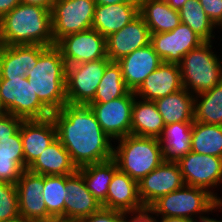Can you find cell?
I'll return each mask as SVG.
<instances>
[{
  "label": "cell",
  "mask_w": 222,
  "mask_h": 222,
  "mask_svg": "<svg viewBox=\"0 0 222 222\" xmlns=\"http://www.w3.org/2000/svg\"><path fill=\"white\" fill-rule=\"evenodd\" d=\"M212 47V41H205L179 63L183 88L193 95L212 89L222 81V60Z\"/></svg>",
  "instance_id": "cell-5"
},
{
  "label": "cell",
  "mask_w": 222,
  "mask_h": 222,
  "mask_svg": "<svg viewBox=\"0 0 222 222\" xmlns=\"http://www.w3.org/2000/svg\"><path fill=\"white\" fill-rule=\"evenodd\" d=\"M0 102L6 113L23 120L44 119L52 114L26 76L0 77Z\"/></svg>",
  "instance_id": "cell-7"
},
{
  "label": "cell",
  "mask_w": 222,
  "mask_h": 222,
  "mask_svg": "<svg viewBox=\"0 0 222 222\" xmlns=\"http://www.w3.org/2000/svg\"><path fill=\"white\" fill-rule=\"evenodd\" d=\"M65 185L66 175H44L43 199L47 213L56 222H64V199L68 194Z\"/></svg>",
  "instance_id": "cell-33"
},
{
  "label": "cell",
  "mask_w": 222,
  "mask_h": 222,
  "mask_svg": "<svg viewBox=\"0 0 222 222\" xmlns=\"http://www.w3.org/2000/svg\"><path fill=\"white\" fill-rule=\"evenodd\" d=\"M129 91L123 79L120 65L117 61H111L106 66L103 77L96 89L95 97L90 103H107L125 96Z\"/></svg>",
  "instance_id": "cell-32"
},
{
  "label": "cell",
  "mask_w": 222,
  "mask_h": 222,
  "mask_svg": "<svg viewBox=\"0 0 222 222\" xmlns=\"http://www.w3.org/2000/svg\"><path fill=\"white\" fill-rule=\"evenodd\" d=\"M101 205L123 213L144 208L139 197L138 182L118 169L109 184L107 198Z\"/></svg>",
  "instance_id": "cell-22"
},
{
  "label": "cell",
  "mask_w": 222,
  "mask_h": 222,
  "mask_svg": "<svg viewBox=\"0 0 222 222\" xmlns=\"http://www.w3.org/2000/svg\"><path fill=\"white\" fill-rule=\"evenodd\" d=\"M139 14L146 22L150 33L174 30L180 23L179 11L171 8L164 0H138Z\"/></svg>",
  "instance_id": "cell-26"
},
{
  "label": "cell",
  "mask_w": 222,
  "mask_h": 222,
  "mask_svg": "<svg viewBox=\"0 0 222 222\" xmlns=\"http://www.w3.org/2000/svg\"><path fill=\"white\" fill-rule=\"evenodd\" d=\"M20 3V0H0V19Z\"/></svg>",
  "instance_id": "cell-42"
},
{
  "label": "cell",
  "mask_w": 222,
  "mask_h": 222,
  "mask_svg": "<svg viewBox=\"0 0 222 222\" xmlns=\"http://www.w3.org/2000/svg\"><path fill=\"white\" fill-rule=\"evenodd\" d=\"M154 102L165 125L194 121V95L185 88L156 99Z\"/></svg>",
  "instance_id": "cell-27"
},
{
  "label": "cell",
  "mask_w": 222,
  "mask_h": 222,
  "mask_svg": "<svg viewBox=\"0 0 222 222\" xmlns=\"http://www.w3.org/2000/svg\"><path fill=\"white\" fill-rule=\"evenodd\" d=\"M149 208L154 212L153 215H157L156 217L161 215L160 217H182L191 220L198 214L202 217L203 213L222 209V205L207 190L184 185L180 189L159 197Z\"/></svg>",
  "instance_id": "cell-6"
},
{
  "label": "cell",
  "mask_w": 222,
  "mask_h": 222,
  "mask_svg": "<svg viewBox=\"0 0 222 222\" xmlns=\"http://www.w3.org/2000/svg\"><path fill=\"white\" fill-rule=\"evenodd\" d=\"M55 0H20L21 3L36 5L51 10Z\"/></svg>",
  "instance_id": "cell-43"
},
{
  "label": "cell",
  "mask_w": 222,
  "mask_h": 222,
  "mask_svg": "<svg viewBox=\"0 0 222 222\" xmlns=\"http://www.w3.org/2000/svg\"><path fill=\"white\" fill-rule=\"evenodd\" d=\"M191 151L222 158V126L193 121Z\"/></svg>",
  "instance_id": "cell-30"
},
{
  "label": "cell",
  "mask_w": 222,
  "mask_h": 222,
  "mask_svg": "<svg viewBox=\"0 0 222 222\" xmlns=\"http://www.w3.org/2000/svg\"><path fill=\"white\" fill-rule=\"evenodd\" d=\"M57 138L77 168L113 158L112 139L103 131L89 105L65 104L52 112Z\"/></svg>",
  "instance_id": "cell-1"
},
{
  "label": "cell",
  "mask_w": 222,
  "mask_h": 222,
  "mask_svg": "<svg viewBox=\"0 0 222 222\" xmlns=\"http://www.w3.org/2000/svg\"><path fill=\"white\" fill-rule=\"evenodd\" d=\"M56 46L60 49L66 66L107 57L106 38L94 29L66 35Z\"/></svg>",
  "instance_id": "cell-12"
},
{
  "label": "cell",
  "mask_w": 222,
  "mask_h": 222,
  "mask_svg": "<svg viewBox=\"0 0 222 222\" xmlns=\"http://www.w3.org/2000/svg\"><path fill=\"white\" fill-rule=\"evenodd\" d=\"M19 215L16 185L0 181V222L16 218Z\"/></svg>",
  "instance_id": "cell-35"
},
{
  "label": "cell",
  "mask_w": 222,
  "mask_h": 222,
  "mask_svg": "<svg viewBox=\"0 0 222 222\" xmlns=\"http://www.w3.org/2000/svg\"><path fill=\"white\" fill-rule=\"evenodd\" d=\"M139 14V3L96 5L92 29L105 38L126 26Z\"/></svg>",
  "instance_id": "cell-23"
},
{
  "label": "cell",
  "mask_w": 222,
  "mask_h": 222,
  "mask_svg": "<svg viewBox=\"0 0 222 222\" xmlns=\"http://www.w3.org/2000/svg\"><path fill=\"white\" fill-rule=\"evenodd\" d=\"M158 222H190V220L182 217H161Z\"/></svg>",
  "instance_id": "cell-46"
},
{
  "label": "cell",
  "mask_w": 222,
  "mask_h": 222,
  "mask_svg": "<svg viewBox=\"0 0 222 222\" xmlns=\"http://www.w3.org/2000/svg\"><path fill=\"white\" fill-rule=\"evenodd\" d=\"M27 169L36 174L52 176L72 175L78 171L58 138Z\"/></svg>",
  "instance_id": "cell-24"
},
{
  "label": "cell",
  "mask_w": 222,
  "mask_h": 222,
  "mask_svg": "<svg viewBox=\"0 0 222 222\" xmlns=\"http://www.w3.org/2000/svg\"><path fill=\"white\" fill-rule=\"evenodd\" d=\"M96 5H110L117 3H139L138 0H94Z\"/></svg>",
  "instance_id": "cell-44"
},
{
  "label": "cell",
  "mask_w": 222,
  "mask_h": 222,
  "mask_svg": "<svg viewBox=\"0 0 222 222\" xmlns=\"http://www.w3.org/2000/svg\"><path fill=\"white\" fill-rule=\"evenodd\" d=\"M164 127L163 118L155 102L136 96L132 107L131 134L159 138Z\"/></svg>",
  "instance_id": "cell-25"
},
{
  "label": "cell",
  "mask_w": 222,
  "mask_h": 222,
  "mask_svg": "<svg viewBox=\"0 0 222 222\" xmlns=\"http://www.w3.org/2000/svg\"><path fill=\"white\" fill-rule=\"evenodd\" d=\"M95 7L94 0H55L51 9L54 43L66 35L92 29Z\"/></svg>",
  "instance_id": "cell-8"
},
{
  "label": "cell",
  "mask_w": 222,
  "mask_h": 222,
  "mask_svg": "<svg viewBox=\"0 0 222 222\" xmlns=\"http://www.w3.org/2000/svg\"><path fill=\"white\" fill-rule=\"evenodd\" d=\"M19 214L30 222H56L48 213L43 199L44 175L24 170L16 183Z\"/></svg>",
  "instance_id": "cell-13"
},
{
  "label": "cell",
  "mask_w": 222,
  "mask_h": 222,
  "mask_svg": "<svg viewBox=\"0 0 222 222\" xmlns=\"http://www.w3.org/2000/svg\"><path fill=\"white\" fill-rule=\"evenodd\" d=\"M23 119L5 113L0 116V140L12 137L20 128Z\"/></svg>",
  "instance_id": "cell-39"
},
{
  "label": "cell",
  "mask_w": 222,
  "mask_h": 222,
  "mask_svg": "<svg viewBox=\"0 0 222 222\" xmlns=\"http://www.w3.org/2000/svg\"><path fill=\"white\" fill-rule=\"evenodd\" d=\"M66 68L60 49L53 45L40 54L37 64L26 75L39 100L51 112L67 104Z\"/></svg>",
  "instance_id": "cell-3"
},
{
  "label": "cell",
  "mask_w": 222,
  "mask_h": 222,
  "mask_svg": "<svg viewBox=\"0 0 222 222\" xmlns=\"http://www.w3.org/2000/svg\"><path fill=\"white\" fill-rule=\"evenodd\" d=\"M108 57L78 63L66 68V98L70 104L88 105L95 97L96 89L103 77Z\"/></svg>",
  "instance_id": "cell-9"
},
{
  "label": "cell",
  "mask_w": 222,
  "mask_h": 222,
  "mask_svg": "<svg viewBox=\"0 0 222 222\" xmlns=\"http://www.w3.org/2000/svg\"><path fill=\"white\" fill-rule=\"evenodd\" d=\"M205 215L206 214H204V216L202 217H198L199 221L194 218V219H191L190 222H222V220L213 219Z\"/></svg>",
  "instance_id": "cell-47"
},
{
  "label": "cell",
  "mask_w": 222,
  "mask_h": 222,
  "mask_svg": "<svg viewBox=\"0 0 222 222\" xmlns=\"http://www.w3.org/2000/svg\"><path fill=\"white\" fill-rule=\"evenodd\" d=\"M117 170L118 165L113 158L78 168V172L83 176L87 189L101 204L107 198L109 184Z\"/></svg>",
  "instance_id": "cell-29"
},
{
  "label": "cell",
  "mask_w": 222,
  "mask_h": 222,
  "mask_svg": "<svg viewBox=\"0 0 222 222\" xmlns=\"http://www.w3.org/2000/svg\"><path fill=\"white\" fill-rule=\"evenodd\" d=\"M151 33L138 14L126 26L106 37V54L110 61H118L133 51L150 44Z\"/></svg>",
  "instance_id": "cell-16"
},
{
  "label": "cell",
  "mask_w": 222,
  "mask_h": 222,
  "mask_svg": "<svg viewBox=\"0 0 222 222\" xmlns=\"http://www.w3.org/2000/svg\"><path fill=\"white\" fill-rule=\"evenodd\" d=\"M185 185L177 162L164 161L139 183V197L144 207H149L159 197Z\"/></svg>",
  "instance_id": "cell-15"
},
{
  "label": "cell",
  "mask_w": 222,
  "mask_h": 222,
  "mask_svg": "<svg viewBox=\"0 0 222 222\" xmlns=\"http://www.w3.org/2000/svg\"><path fill=\"white\" fill-rule=\"evenodd\" d=\"M178 11L181 23L189 26L204 41H213V30L217 27L205 13L199 0H187Z\"/></svg>",
  "instance_id": "cell-34"
},
{
  "label": "cell",
  "mask_w": 222,
  "mask_h": 222,
  "mask_svg": "<svg viewBox=\"0 0 222 222\" xmlns=\"http://www.w3.org/2000/svg\"><path fill=\"white\" fill-rule=\"evenodd\" d=\"M199 2L217 27L222 22V0H199Z\"/></svg>",
  "instance_id": "cell-40"
},
{
  "label": "cell",
  "mask_w": 222,
  "mask_h": 222,
  "mask_svg": "<svg viewBox=\"0 0 222 222\" xmlns=\"http://www.w3.org/2000/svg\"><path fill=\"white\" fill-rule=\"evenodd\" d=\"M135 97V93L129 91L125 96L107 103L88 104L101 128L112 140L131 134L132 107Z\"/></svg>",
  "instance_id": "cell-11"
},
{
  "label": "cell",
  "mask_w": 222,
  "mask_h": 222,
  "mask_svg": "<svg viewBox=\"0 0 222 222\" xmlns=\"http://www.w3.org/2000/svg\"><path fill=\"white\" fill-rule=\"evenodd\" d=\"M46 48L43 45H0V77H25Z\"/></svg>",
  "instance_id": "cell-21"
},
{
  "label": "cell",
  "mask_w": 222,
  "mask_h": 222,
  "mask_svg": "<svg viewBox=\"0 0 222 222\" xmlns=\"http://www.w3.org/2000/svg\"><path fill=\"white\" fill-rule=\"evenodd\" d=\"M3 222H30V221L24 219L21 215H19L16 218H13V219H10V220H6V221H3Z\"/></svg>",
  "instance_id": "cell-48"
},
{
  "label": "cell",
  "mask_w": 222,
  "mask_h": 222,
  "mask_svg": "<svg viewBox=\"0 0 222 222\" xmlns=\"http://www.w3.org/2000/svg\"><path fill=\"white\" fill-rule=\"evenodd\" d=\"M113 159L118 169L138 183L164 162V153L159 138L127 135L117 139Z\"/></svg>",
  "instance_id": "cell-4"
},
{
  "label": "cell",
  "mask_w": 222,
  "mask_h": 222,
  "mask_svg": "<svg viewBox=\"0 0 222 222\" xmlns=\"http://www.w3.org/2000/svg\"><path fill=\"white\" fill-rule=\"evenodd\" d=\"M124 213L118 210L101 207L88 217L82 218L79 222H123Z\"/></svg>",
  "instance_id": "cell-38"
},
{
  "label": "cell",
  "mask_w": 222,
  "mask_h": 222,
  "mask_svg": "<svg viewBox=\"0 0 222 222\" xmlns=\"http://www.w3.org/2000/svg\"><path fill=\"white\" fill-rule=\"evenodd\" d=\"M65 188L68 194L64 199V222H79L102 207L87 189L83 176L78 171L66 175Z\"/></svg>",
  "instance_id": "cell-18"
},
{
  "label": "cell",
  "mask_w": 222,
  "mask_h": 222,
  "mask_svg": "<svg viewBox=\"0 0 222 222\" xmlns=\"http://www.w3.org/2000/svg\"><path fill=\"white\" fill-rule=\"evenodd\" d=\"M205 41L189 26L180 23L174 30L152 33L150 44L165 63L179 64L192 49Z\"/></svg>",
  "instance_id": "cell-14"
},
{
  "label": "cell",
  "mask_w": 222,
  "mask_h": 222,
  "mask_svg": "<svg viewBox=\"0 0 222 222\" xmlns=\"http://www.w3.org/2000/svg\"><path fill=\"white\" fill-rule=\"evenodd\" d=\"M192 123L176 122L165 125L159 137L164 161L177 162L191 151Z\"/></svg>",
  "instance_id": "cell-28"
},
{
  "label": "cell",
  "mask_w": 222,
  "mask_h": 222,
  "mask_svg": "<svg viewBox=\"0 0 222 222\" xmlns=\"http://www.w3.org/2000/svg\"><path fill=\"white\" fill-rule=\"evenodd\" d=\"M127 88L135 92L146 77L162 63L151 44L141 47L117 61Z\"/></svg>",
  "instance_id": "cell-19"
},
{
  "label": "cell",
  "mask_w": 222,
  "mask_h": 222,
  "mask_svg": "<svg viewBox=\"0 0 222 222\" xmlns=\"http://www.w3.org/2000/svg\"><path fill=\"white\" fill-rule=\"evenodd\" d=\"M20 134L26 170L43 151L57 139V128L53 118L23 120Z\"/></svg>",
  "instance_id": "cell-17"
},
{
  "label": "cell",
  "mask_w": 222,
  "mask_h": 222,
  "mask_svg": "<svg viewBox=\"0 0 222 222\" xmlns=\"http://www.w3.org/2000/svg\"><path fill=\"white\" fill-rule=\"evenodd\" d=\"M182 88L179 64L163 62L146 77L134 93L143 100L155 101Z\"/></svg>",
  "instance_id": "cell-20"
},
{
  "label": "cell",
  "mask_w": 222,
  "mask_h": 222,
  "mask_svg": "<svg viewBox=\"0 0 222 222\" xmlns=\"http://www.w3.org/2000/svg\"><path fill=\"white\" fill-rule=\"evenodd\" d=\"M152 214H154V212L149 207H144L140 210L124 213L123 222H158V218ZM129 215H131V217H129L131 219H127Z\"/></svg>",
  "instance_id": "cell-41"
},
{
  "label": "cell",
  "mask_w": 222,
  "mask_h": 222,
  "mask_svg": "<svg viewBox=\"0 0 222 222\" xmlns=\"http://www.w3.org/2000/svg\"><path fill=\"white\" fill-rule=\"evenodd\" d=\"M0 45H56L51 10L20 3L0 19Z\"/></svg>",
  "instance_id": "cell-2"
},
{
  "label": "cell",
  "mask_w": 222,
  "mask_h": 222,
  "mask_svg": "<svg viewBox=\"0 0 222 222\" xmlns=\"http://www.w3.org/2000/svg\"><path fill=\"white\" fill-rule=\"evenodd\" d=\"M6 111L4 110L3 106L1 105V102H0V116L5 114Z\"/></svg>",
  "instance_id": "cell-49"
},
{
  "label": "cell",
  "mask_w": 222,
  "mask_h": 222,
  "mask_svg": "<svg viewBox=\"0 0 222 222\" xmlns=\"http://www.w3.org/2000/svg\"><path fill=\"white\" fill-rule=\"evenodd\" d=\"M171 8L179 10L187 0H164Z\"/></svg>",
  "instance_id": "cell-45"
},
{
  "label": "cell",
  "mask_w": 222,
  "mask_h": 222,
  "mask_svg": "<svg viewBox=\"0 0 222 222\" xmlns=\"http://www.w3.org/2000/svg\"><path fill=\"white\" fill-rule=\"evenodd\" d=\"M0 156L12 157L24 169L23 144L19 130L10 138L0 140Z\"/></svg>",
  "instance_id": "cell-36"
},
{
  "label": "cell",
  "mask_w": 222,
  "mask_h": 222,
  "mask_svg": "<svg viewBox=\"0 0 222 222\" xmlns=\"http://www.w3.org/2000/svg\"><path fill=\"white\" fill-rule=\"evenodd\" d=\"M218 28L222 30V22L218 25Z\"/></svg>",
  "instance_id": "cell-50"
},
{
  "label": "cell",
  "mask_w": 222,
  "mask_h": 222,
  "mask_svg": "<svg viewBox=\"0 0 222 222\" xmlns=\"http://www.w3.org/2000/svg\"><path fill=\"white\" fill-rule=\"evenodd\" d=\"M194 121L222 126V81L194 95Z\"/></svg>",
  "instance_id": "cell-31"
},
{
  "label": "cell",
  "mask_w": 222,
  "mask_h": 222,
  "mask_svg": "<svg viewBox=\"0 0 222 222\" xmlns=\"http://www.w3.org/2000/svg\"><path fill=\"white\" fill-rule=\"evenodd\" d=\"M177 164L185 185L203 188L218 201L222 198L213 191L222 183V158L190 151Z\"/></svg>",
  "instance_id": "cell-10"
},
{
  "label": "cell",
  "mask_w": 222,
  "mask_h": 222,
  "mask_svg": "<svg viewBox=\"0 0 222 222\" xmlns=\"http://www.w3.org/2000/svg\"><path fill=\"white\" fill-rule=\"evenodd\" d=\"M24 169L12 157L0 156V181L16 185Z\"/></svg>",
  "instance_id": "cell-37"
}]
</instances>
